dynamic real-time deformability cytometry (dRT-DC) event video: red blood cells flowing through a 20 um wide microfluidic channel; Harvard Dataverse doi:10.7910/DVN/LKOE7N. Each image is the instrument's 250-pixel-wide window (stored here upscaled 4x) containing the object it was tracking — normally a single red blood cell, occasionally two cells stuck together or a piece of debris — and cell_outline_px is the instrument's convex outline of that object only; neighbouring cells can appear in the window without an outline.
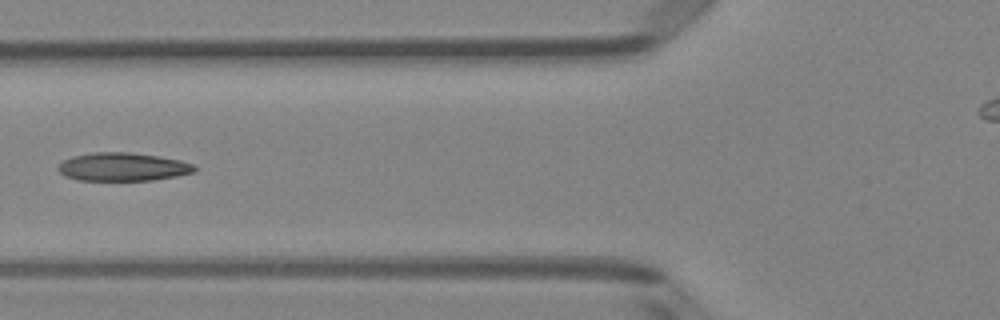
{"species": "Egyptian fruit bat (a non-hibernating species)", "species_latin": "Rousettus aegyptiacus", "temperature_condition": "room temperature", "stored_images_in_passage": 6, "camera_frame_rate_fps": 3000, "um_per_image_px": 0.085, "animal": {"sex": "female"}, "frame": {"image": 1, "passage_image": 5, "time_ms": 1.333, "image_size_px": [1000, 320], "cell_outline_px": [[196, 172], [176, 176], [152, 180], [76, 180], [64, 176], [56, 168], [64, 160], [72, 156], [92, 152], [128, 152], [160, 156], [180, 160], [192, 164], [196, 168]], "centroid_in_image_um": [10.42, 14.18], "position_along_channel_um": 115.4, "area_um2": 22.54}}
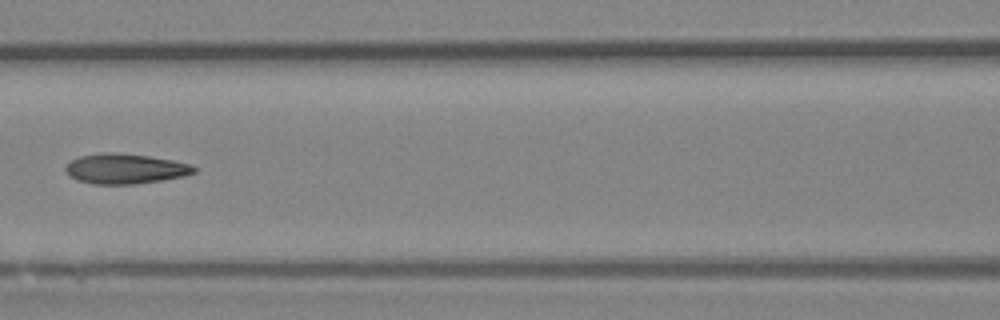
{"frame": {"image": 2, "passage_image": 6, "time_ms": 1.667, "image_size_px": [1000, 320], "cell_outline_px": [[196, 172], [184, 176], [136, 184], [92, 184], [76, 180], [68, 176], [64, 168], [72, 160], [80, 156], [112, 152], [148, 156], [172, 160], [188, 164], [196, 168]], "centroid_in_image_um": [10.61, 14.36], "position_along_channel_um": 156.0, "area_um2": 22.31}}